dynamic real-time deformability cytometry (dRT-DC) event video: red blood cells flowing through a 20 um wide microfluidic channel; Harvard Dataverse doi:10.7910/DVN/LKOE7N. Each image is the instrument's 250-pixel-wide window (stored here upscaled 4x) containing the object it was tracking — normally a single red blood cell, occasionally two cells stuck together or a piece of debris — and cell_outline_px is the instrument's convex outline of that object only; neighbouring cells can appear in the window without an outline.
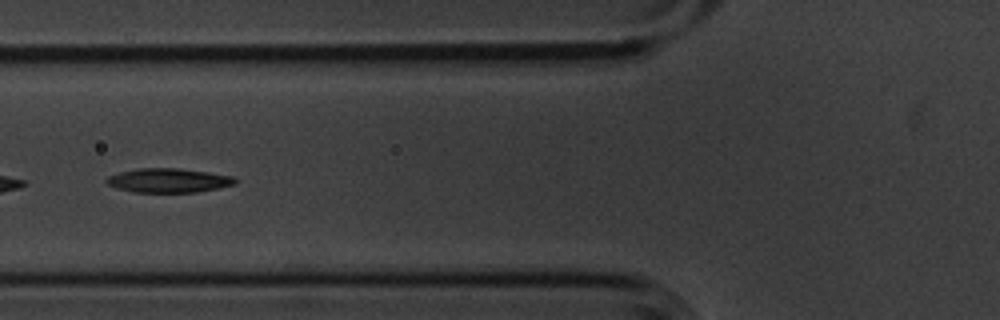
{"species": "common noctule bat (a hibernating species)", "species_latin": "Nyctalus noctula", "temperature_condition": "cold", "stored_images_in_passage": 7, "camera_frame_rate_fps": 3000, "um_per_image_px": 0.085, "animal": {"sex": "male", "body_mass_g": 20.1, "forearm_length_mm": 53.5}, "frame": {"image": 1, "passage_image": 6, "time_ms": 1.667, "image_size_px": [1000, 320], "cell_outline_px": [[236, 184], [196, 192], [136, 192], [116, 188], [108, 184], [104, 180], [108, 176], [120, 172], [140, 168], [180, 168], [236, 176]], "centroid_in_image_um": [14.34, 15.33], "position_along_channel_um": 111.5, "area_um2": 18.09}}
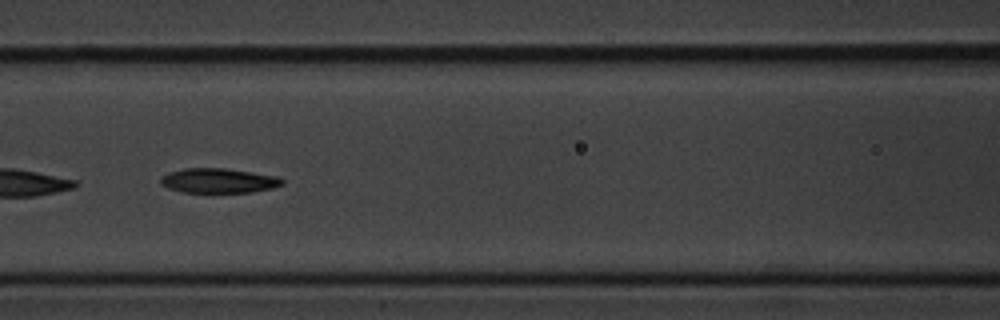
{"frame": {"image": 2, "passage_image": 7, "time_ms": 2.0, "image_size_px": [1000, 320], "cell_outline_px": [[284, 184], [272, 188], [252, 192], [180, 192], [168, 188], [160, 184], [160, 180], [168, 172], [184, 168], [228, 168], [280, 176], [284, 180]], "centroid_in_image_um": [18.61, 15.35], "position_along_channel_um": 148.0, "area_um2": 17.69}}